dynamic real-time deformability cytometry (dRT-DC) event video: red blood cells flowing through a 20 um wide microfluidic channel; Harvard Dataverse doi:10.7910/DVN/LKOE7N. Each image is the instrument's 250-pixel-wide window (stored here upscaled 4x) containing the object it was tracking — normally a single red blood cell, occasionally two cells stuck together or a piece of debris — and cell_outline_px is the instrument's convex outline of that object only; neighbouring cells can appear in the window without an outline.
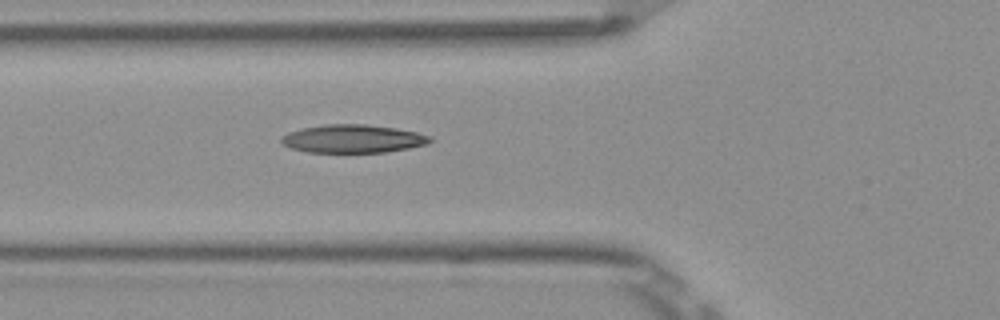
{"species": "Egyptian fruit bat (a non-hibernating species)", "species_latin": "Rousettus aegyptiacus", "temperature_condition": "room temperature", "stored_images_in_passage": 5, "camera_frame_rate_fps": 3000, "um_per_image_px": 0.085, "frame": {"image": 1, "passage_image": 5, "time_ms": 1.333, "image_size_px": [1000, 320], "cell_outline_px": [[432, 140], [428, 144], [408, 148], [384, 152], [308, 152], [292, 148], [284, 144], [280, 140], [280, 136], [288, 132], [304, 128], [324, 124], [364, 124], [396, 128], [416, 132], [432, 136]], "centroid_in_image_um": [30.01, 11.79], "position_along_channel_um": 95.8, "area_um2": 24.33}}